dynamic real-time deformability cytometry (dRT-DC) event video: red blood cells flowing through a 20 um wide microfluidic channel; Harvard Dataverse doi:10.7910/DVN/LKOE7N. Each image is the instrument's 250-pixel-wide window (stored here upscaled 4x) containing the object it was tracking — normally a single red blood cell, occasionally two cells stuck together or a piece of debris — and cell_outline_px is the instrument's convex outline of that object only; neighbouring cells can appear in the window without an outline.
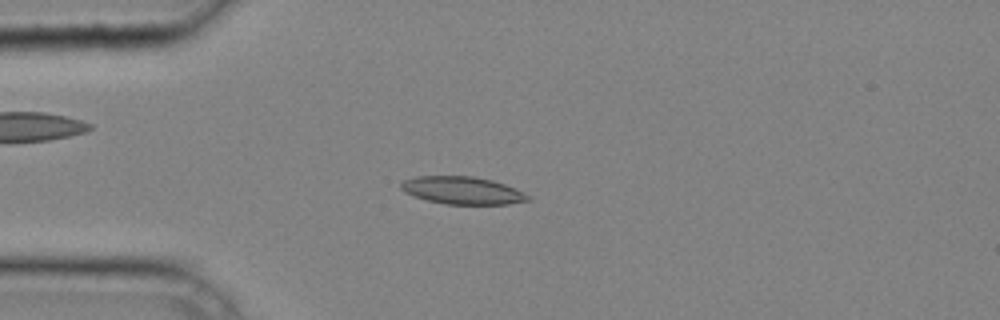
{"species": "common noctule bat (a hibernating species)", "species_latin": "Nyctalus noctula", "temperature_condition": "cold", "stored_images_in_passage": 33, "camera_frame_rate_fps": 3000, "um_per_image_px": 0.085, "animal": {"sex": "male", "body_mass_g": 20.4}, "frame": {"image": 1, "passage_image": 3, "time_ms": 0.667, "image_size_px": [1000, 320], "cell_outline_px": [[532, 200], [508, 204], [444, 204], [428, 200], [404, 192], [400, 188], [400, 184], [404, 180], [416, 176], [472, 176], [492, 180], [516, 188], [532, 196]], "centroid_in_image_um": [39.35, 16.18], "position_along_channel_um": 45.7, "area_um2": 20.46}}
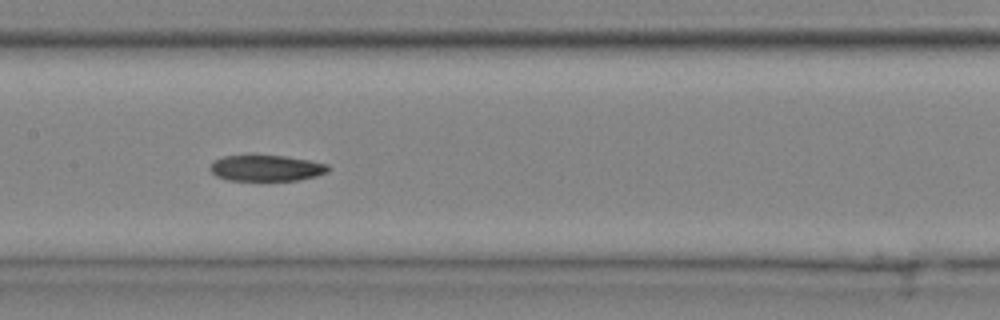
{"frame": {"image": 2, "passage_image": 13, "time_ms": 4.0, "image_size_px": [1000, 320], "cell_outline_px": [[328, 172], [316, 176], [300, 180], [228, 180], [216, 176], [208, 168], [212, 160], [224, 156], [288, 156], [328, 164]], "centroid_in_image_um": [22.61, 14.29], "position_along_channel_um": 184.8, "area_um2": 17.86}}
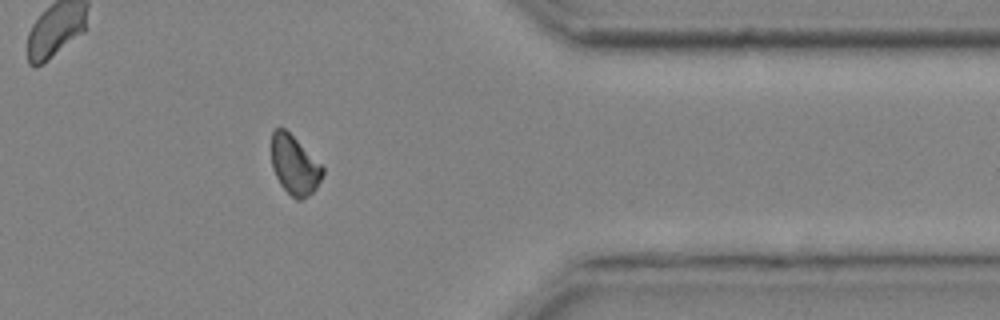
{"frame": {"image": 3, "passage_image": 27, "time_ms": 8.667, "image_size_px": [1000, 320], "cell_outline_px": [[324, 172], [316, 188], [308, 196], [300, 200], [296, 200], [280, 184], [272, 168], [272, 132], [276, 128], [284, 128], [324, 168]], "centroid_in_image_um": [25.02, 14.06], "position_along_channel_um": 386.4, "area_um2": 17.17}}